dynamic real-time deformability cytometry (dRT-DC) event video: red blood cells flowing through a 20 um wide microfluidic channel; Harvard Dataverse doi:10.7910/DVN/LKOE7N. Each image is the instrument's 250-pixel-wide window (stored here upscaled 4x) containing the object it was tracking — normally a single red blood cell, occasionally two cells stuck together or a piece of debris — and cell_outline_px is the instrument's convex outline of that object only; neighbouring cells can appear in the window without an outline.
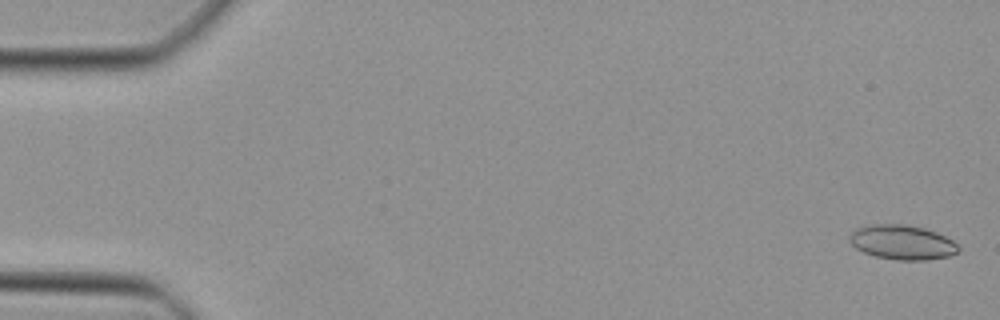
{"species": "Egyptian fruit bat (a non-hibernating species)", "species_latin": "Rousettus aegyptiacus", "temperature_condition": "cold", "stored_images_in_passage": 48, "camera_frame_rate_fps": 3000, "um_per_image_px": 0.085, "animal": {"sex": "female"}, "frame": {"image": 1, "passage_image": 2, "time_ms": 0.333, "image_size_px": [1000, 320], "cell_outline_px": [[960, 252], [952, 256], [924, 260], [896, 260], [876, 256], [864, 252], [856, 248], [848, 240], [848, 236], [856, 228], [872, 224], [904, 224], [924, 228], [936, 232], [952, 240], [960, 248]], "centroid_in_image_um": [76.7, 20.6], "position_along_channel_um": 8.3, "area_um2": 22.02}}
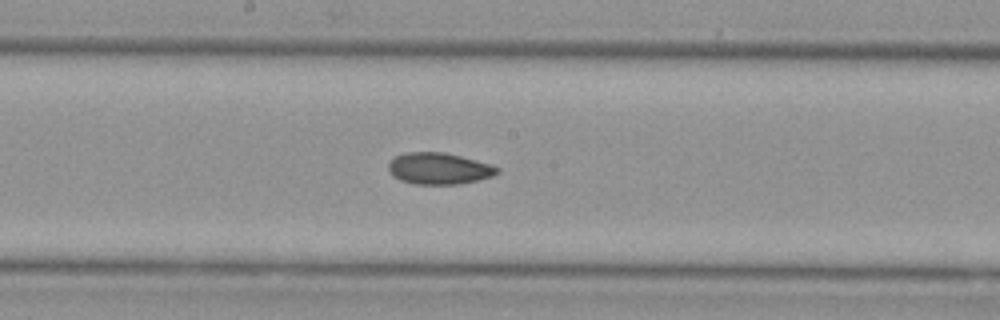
{"frame": {"image": 2, "passage_image": 26, "time_ms": 8.333, "image_size_px": [1000, 320], "cell_outline_px": [[500, 172], [492, 176], [476, 180], [456, 184], [416, 184], [400, 180], [392, 176], [388, 168], [388, 164], [396, 156], [408, 152], [444, 152], [460, 156], [488, 164], [500, 168]], "centroid_in_image_um": [37.29, 14.32], "position_along_channel_um": 210.9, "area_um2": 19.71}}
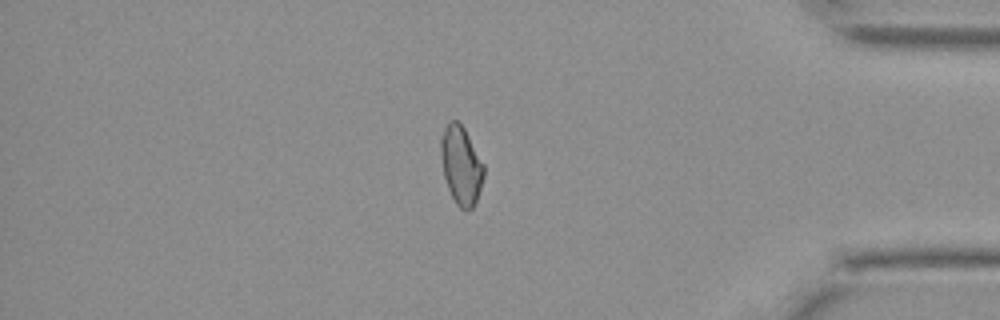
{"frame": {"image": 3, "passage_image": 41, "time_ms": 13.333, "image_size_px": [1000, 320], "cell_outline_px": [[484, 176], [476, 204], [472, 208], [464, 212], [456, 204], [448, 188], [444, 176], [440, 156], [440, 140], [444, 128], [448, 120], [456, 120], [464, 128], [484, 164]], "centroid_in_image_um": [39.19, 14.07], "position_along_channel_um": 396.0, "area_um2": 19.83}}